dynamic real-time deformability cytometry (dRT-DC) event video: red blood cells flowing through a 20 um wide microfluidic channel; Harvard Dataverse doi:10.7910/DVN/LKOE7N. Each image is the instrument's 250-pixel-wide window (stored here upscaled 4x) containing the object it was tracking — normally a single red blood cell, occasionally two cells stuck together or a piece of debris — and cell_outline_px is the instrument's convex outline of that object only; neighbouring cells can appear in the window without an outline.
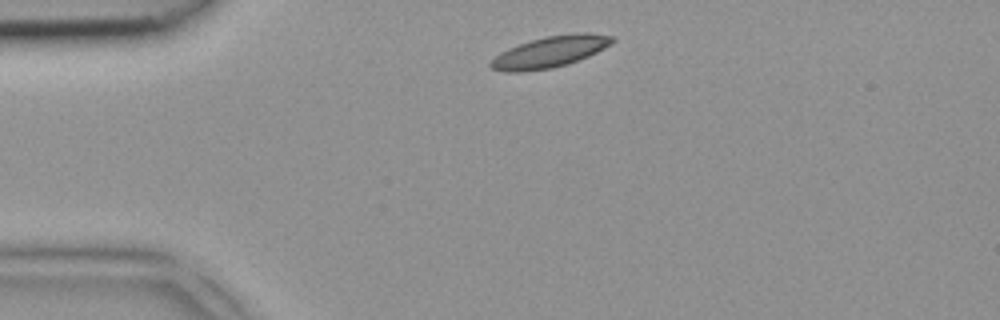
{"species": "common noctule bat (a hibernating species)", "species_latin": "Nyctalus noctula", "temperature_condition": "room temperature", "stored_images_in_passage": 1, "camera_frame_rate_fps": 3000, "um_per_image_px": 0.085, "animal": {"sex": "female", "body_mass_g": 18.4}, "frame": {"image": 1, "passage_image": 1, "time_ms": 0.0, "image_size_px": [1000, 320], "cell_outline_px": [[616, 40], [604, 48], [588, 56], [568, 64], [552, 68], [520, 72], [504, 72], [492, 68], [488, 64], [500, 52], [508, 48], [544, 36], [580, 32], [584, 32], [616, 36]], "centroid_in_image_um": [46.77, 4.4], "position_along_channel_um": 38.2, "area_um2": 22.14}}